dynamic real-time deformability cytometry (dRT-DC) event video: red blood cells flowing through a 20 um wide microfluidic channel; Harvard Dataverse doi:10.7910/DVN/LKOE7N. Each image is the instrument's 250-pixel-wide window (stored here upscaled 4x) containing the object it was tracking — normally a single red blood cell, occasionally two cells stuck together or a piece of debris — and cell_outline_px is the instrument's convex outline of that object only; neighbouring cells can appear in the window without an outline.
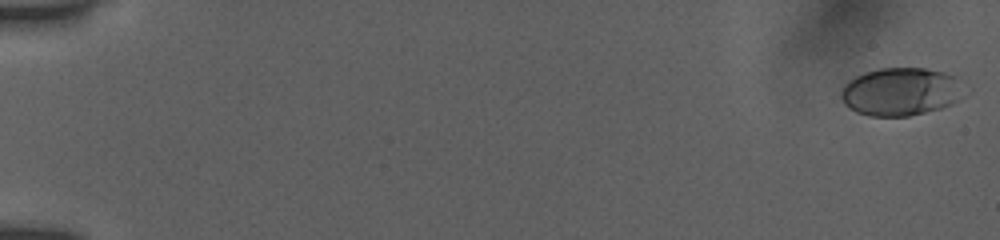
{"species": "human", "species_latin": "Homo sapiens", "temperature_condition": "room temperature", "stored_images_in_passage": 55, "camera_frame_rate_fps": 3000, "um_per_image_px": 0.085, "donor": {"sex": "female"}, "frame": {"image": 1, "passage_image": 2, "time_ms": 0.333, "image_size_px": [1000, 240], "cell_outline_px": [[956, 100], [952, 104], [940, 108], [908, 116], [868, 116], [856, 112], [848, 108], [844, 104], [840, 96], [840, 92], [844, 84], [848, 80], [864, 72], [880, 68], [924, 68], [944, 72], [956, 76]], "centroid_in_image_um": [76.41, 7.79], "position_along_channel_um": 8.6, "area_um2": 33.81}}
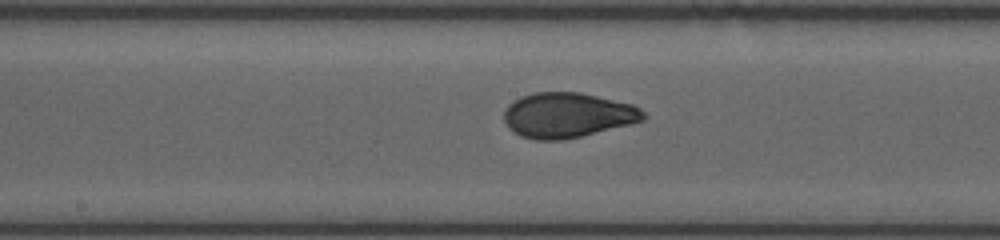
{"frame": {"image": 2, "passage_image": 31, "time_ms": 10.0, "image_size_px": [1000, 240], "cell_outline_px": [[648, 116], [644, 120], [632, 124], [564, 140], [536, 140], [520, 136], [512, 132], [504, 124], [504, 108], [512, 100], [520, 96], [532, 92], [580, 92], [632, 104], [640, 108]], "centroid_in_image_um": [48.2, 9.79], "position_along_channel_um": 200.0, "area_um2": 37.11}}
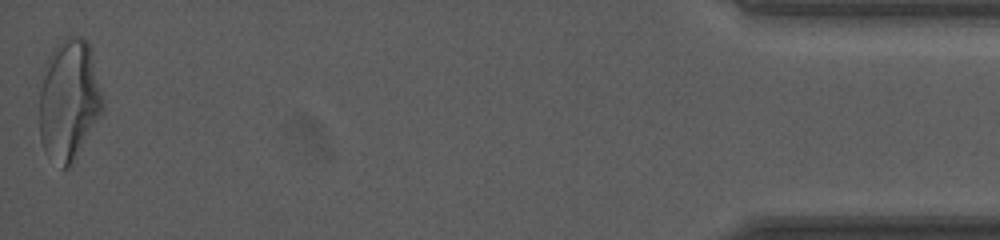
{"frame": {"image": 3, "passage_image": 55, "time_ms": 18.0, "image_size_px": [1000, 240], "cell_outline_px": [[104, 108], [100, 116], [68, 168], [64, 168], [44, 152], [40, 140], [40, 88], [44, 64], [48, 56], [56, 44], [60, 40], [68, 36], [80, 36], [88, 40], [92, 48], [104, 96]], "centroid_in_image_um": [5.88, 8.41], "position_along_channel_um": 429.3, "area_um2": 45.2}, "authors_computed_cell_mechanics": {"area_um2": 36.125, "velocity_mm_per_s": 3.8987, "shape_relaxation_time_tau1_ms": 4.0417, "shape_relaxation_time_tau2_ms": 0.8389, "deformation_change_tau1": 0.1783, "deformation_change_tau2": 0.0558}}